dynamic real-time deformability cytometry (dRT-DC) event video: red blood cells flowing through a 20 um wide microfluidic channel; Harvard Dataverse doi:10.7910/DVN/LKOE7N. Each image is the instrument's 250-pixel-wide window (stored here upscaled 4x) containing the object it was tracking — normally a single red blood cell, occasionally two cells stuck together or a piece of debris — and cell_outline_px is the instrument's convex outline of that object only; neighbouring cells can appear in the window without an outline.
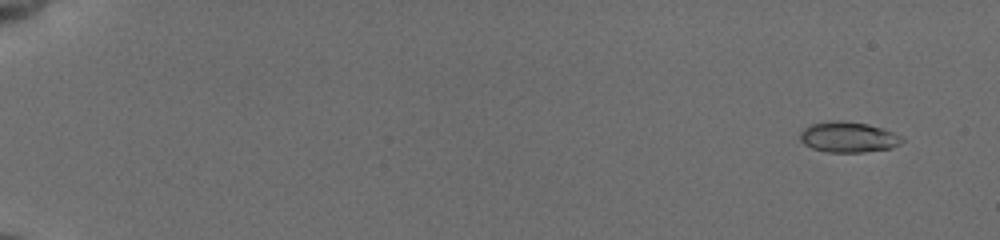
{"species": "common noctule bat (a hibernating species)", "species_latin": "Nyctalus noctula", "temperature_condition": "cold", "stored_images_in_passage": 24, "camera_frame_rate_fps": 3000, "um_per_image_px": 0.085, "animal": {"sex": "female", "body_mass_g": 19.5, "forearm_length_mm": 54.1}, "frame": {"image": 1, "passage_image": 2, "time_ms": 1.0, "image_size_px": [1000, 240], "cell_outline_px": [[904, 140], [900, 144], [892, 148], [864, 152], [828, 152], [812, 148], [804, 144], [800, 140], [800, 132], [808, 124], [828, 120], [840, 120], [868, 124], [892, 132], [900, 136]], "centroid_in_image_um": [72.06, 11.64], "position_along_channel_um": 12.9, "area_um2": 18.26}}
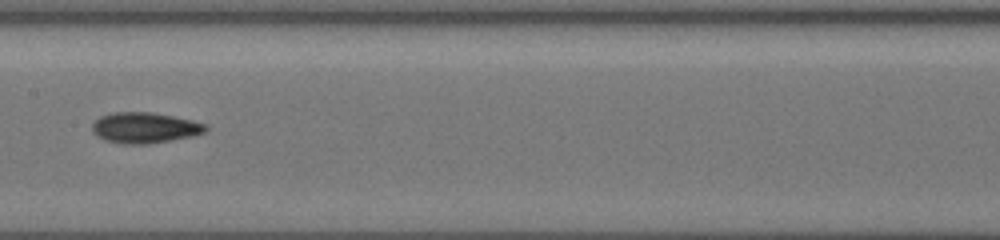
{"frame": {"image": 2, "passage_image": 15, "time_ms": 10.333, "image_size_px": [1000, 240], "cell_outline_px": [[208, 128], [204, 132], [192, 136], [172, 140], [148, 144], [124, 144], [104, 140], [92, 128], [92, 124], [100, 116], [112, 112], [152, 112], [192, 120], [208, 124]], "centroid_in_image_um": [12.33, 10.85], "position_along_channel_um": 195.1, "area_um2": 20.23}}
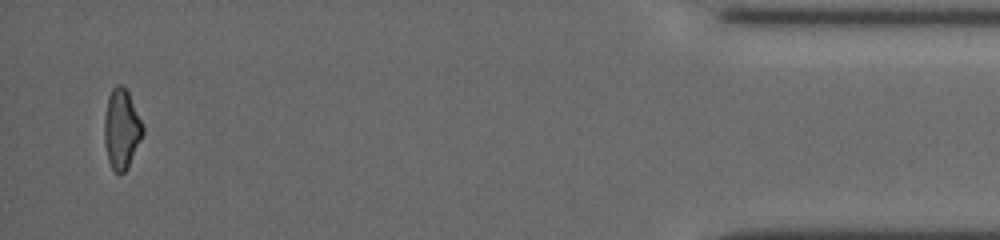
{"frame": {"image": 3, "passage_image": 24, "time_ms": 18.0, "image_size_px": [1000, 240], "cell_outline_px": [[144, 132], [128, 168], [120, 176], [112, 168], [108, 160], [104, 140], [104, 116], [108, 96], [112, 88], [116, 84], [120, 84], [128, 92], [144, 124]], "centroid_in_image_um": [10.33, 10.97], "position_along_channel_um": 424.9, "area_um2": 18.09}, "authors_computed_cell_mechanics": {"area_um2": 18.4382, "velocity_mm_per_s": 3.8559, "shape_relaxation_time_tau1_ms": 2.4053, "shape_relaxation_time_tau2_ms": 4.9731, "deformation_change_tau1": 0.1223, "deformation_change_tau2": 0.1239}}